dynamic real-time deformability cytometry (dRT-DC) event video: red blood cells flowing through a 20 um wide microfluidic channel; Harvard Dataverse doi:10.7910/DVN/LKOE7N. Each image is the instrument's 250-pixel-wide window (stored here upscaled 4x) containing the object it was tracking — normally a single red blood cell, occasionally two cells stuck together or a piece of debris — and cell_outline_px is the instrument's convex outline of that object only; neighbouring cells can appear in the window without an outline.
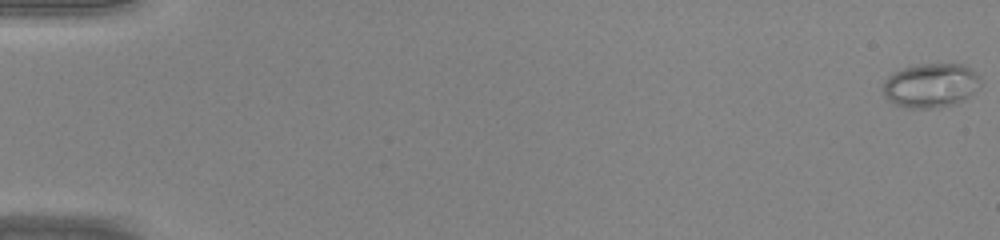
{"species": "common noctule bat (a hibernating species)", "species_latin": "Nyctalus noctula", "temperature_condition": "warm", "stored_images_in_passage": 46, "camera_frame_rate_fps": 3000, "um_per_image_px": 0.085, "animal": {"sex": "male", "body_mass_g": 20.0, "forearm_length_mm": 53.3}, "frame": {"image": 1, "passage_image": 1, "time_ms": 0.0, "image_size_px": [1000, 240], "cell_outline_px": [[980, 84], [964, 100], [956, 104], [936, 108], [908, 108], [896, 104], [888, 100], [884, 96], [884, 80], [892, 72], [900, 68], [916, 64], [960, 64], [972, 68], [980, 76]], "centroid_in_image_um": [79.1, 7.25], "position_along_channel_um": 5.9, "area_um2": 25.32}}
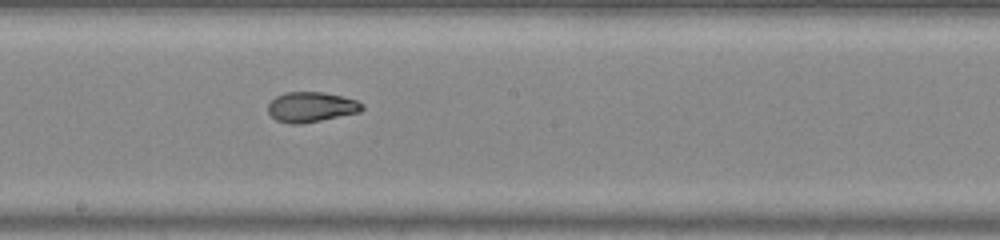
{"frame": {"image": 2, "passage_image": 27, "time_ms": 8.667, "image_size_px": [1000, 240], "cell_outline_px": [[364, 108], [360, 112], [300, 124], [288, 124], [276, 120], [268, 112], [268, 104], [276, 96], [284, 92], [324, 92], [356, 100], [364, 104]], "centroid_in_image_um": [26.44, 9.09], "position_along_channel_um": 221.8, "area_um2": 16.47}}
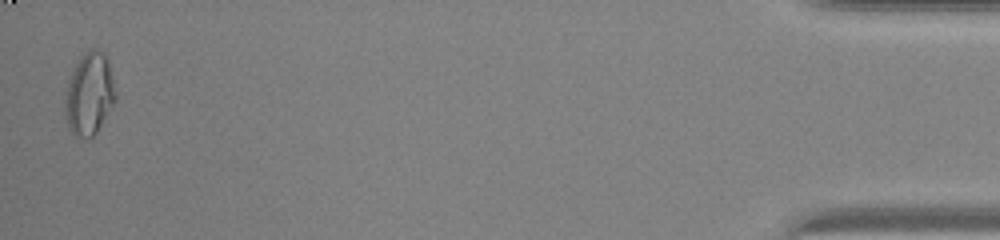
{"frame": {"image": 3, "passage_image": 46, "time_ms": 15.0, "image_size_px": [1000, 240], "cell_outline_px": [[116, 100], [96, 132], [92, 136], [76, 136], [68, 128], [64, 112], [64, 92], [68, 80], [80, 56], [84, 52], [92, 48], [96, 48], [104, 52], [108, 64], [116, 92]], "centroid_in_image_um": [7.56, 7.96], "position_along_channel_um": 427.6, "area_um2": 24.16}}